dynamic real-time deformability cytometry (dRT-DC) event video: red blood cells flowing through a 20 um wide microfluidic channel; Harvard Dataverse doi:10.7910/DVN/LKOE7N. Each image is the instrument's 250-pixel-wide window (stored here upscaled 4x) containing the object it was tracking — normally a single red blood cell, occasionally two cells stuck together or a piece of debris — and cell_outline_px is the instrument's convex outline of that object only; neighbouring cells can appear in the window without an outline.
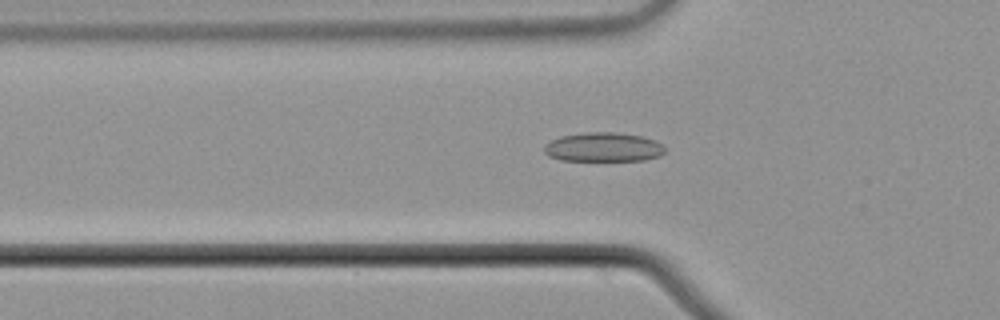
{"species": "common noctule bat (a hibernating species)", "species_latin": "Nyctalus noctula", "temperature_condition": "cold", "stored_images_in_passage": 54, "camera_frame_rate_fps": 3000, "um_per_image_px": 0.085, "animal": {"sex": "male", "body_mass_g": 21.5, "forearm_length_mm": 52.0}, "frame": {"image": 1, "passage_image": 17, "time_ms": 5.333, "image_size_px": [1000, 320], "cell_outline_px": [[652, 156], [632, 160], [568, 160], [556, 156], [556, 140], [568, 136], [632, 136], [648, 140]], "centroid_in_image_um": [51.22, 12.59], "position_along_channel_um": 74.6, "area_um2": 15.43}}
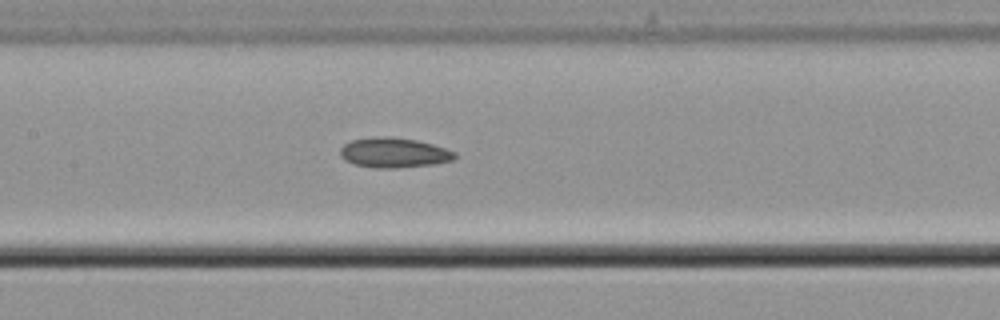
{"frame": {"image": 2, "passage_image": 25, "time_ms": 8.0, "image_size_px": [1000, 320], "cell_outline_px": [[452, 156], [444, 160], [416, 164], [360, 164], [348, 160], [344, 156], [344, 148], [348, 144], [356, 140], [408, 140], [428, 144], [440, 148], [448, 152]], "centroid_in_image_um": [33.42, 12.95], "position_along_channel_um": 174.0, "area_um2": 15.55}}
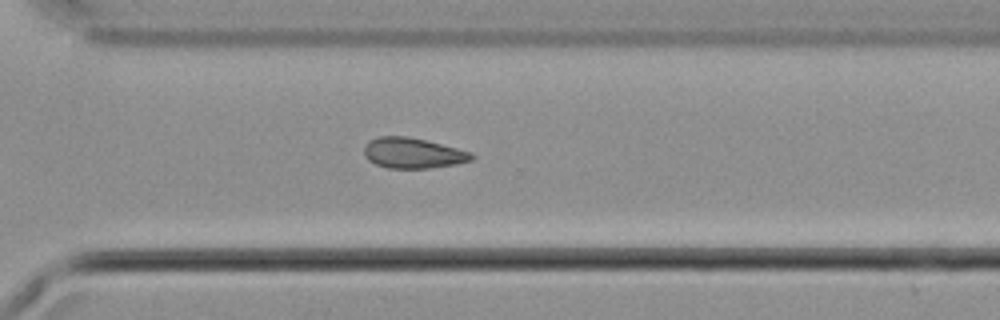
{"frame": {"image": 3, "passage_image": 38, "time_ms": 12.333, "image_size_px": [1000, 320], "cell_outline_px": [[472, 156], [468, 160], [448, 164], [420, 168], [396, 168], [380, 164], [372, 160], [368, 156], [368, 144], [372, 140], [388, 136], [396, 136], [420, 140], [452, 148], [464, 152]], "centroid_in_image_um": [35.05, 13.02], "position_along_channel_um": 335.5, "area_um2": 16.76}}